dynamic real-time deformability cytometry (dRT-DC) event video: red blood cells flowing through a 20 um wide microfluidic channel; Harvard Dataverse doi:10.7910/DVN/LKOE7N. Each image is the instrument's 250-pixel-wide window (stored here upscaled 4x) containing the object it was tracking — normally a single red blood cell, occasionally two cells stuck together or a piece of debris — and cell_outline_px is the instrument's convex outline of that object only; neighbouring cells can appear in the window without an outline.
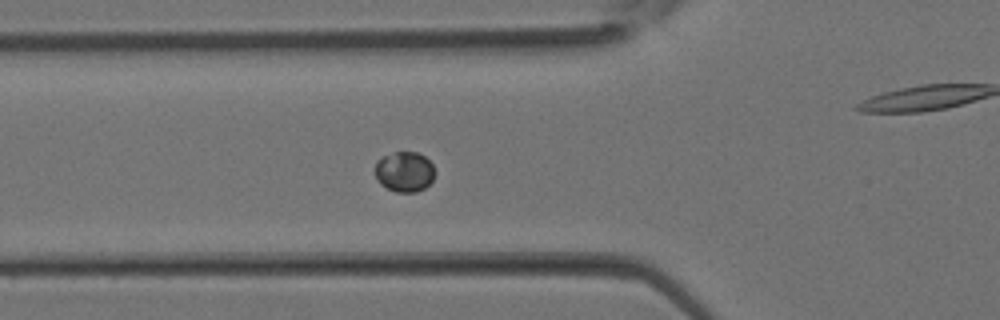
{"species": "Egyptian fruit bat (a non-hibernating species)", "species_latin": "Rousettus aegyptiacus", "temperature_condition": "room temperature", "stored_images_in_passage": 33, "camera_frame_rate_fps": 3000, "um_per_image_px": 0.085, "animal": {"sex": "female"}, "frame": {"image": 1, "passage_image": 9, "time_ms": 2.667, "image_size_px": [1000, 320], "cell_outline_px": [[436, 172], [432, 180], [424, 188], [416, 192], [396, 192], [380, 184], [376, 180], [376, 160], [384, 156], [396, 152], [416, 152], [424, 156], [432, 164]], "centroid_in_image_um": [34.38, 14.6], "position_along_channel_um": 91.4, "area_um2": 13.99}}
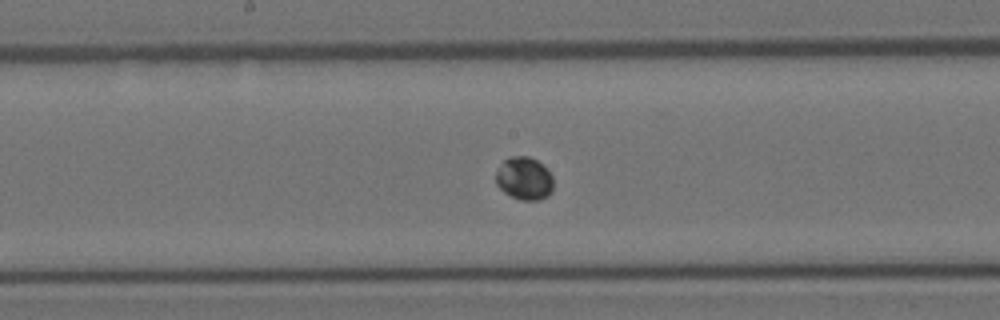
{"frame": {"image": 2, "passage_image": 15, "time_ms": 4.667, "image_size_px": [1000, 320], "cell_outline_px": [[552, 192], [548, 196], [540, 200], [520, 200], [504, 192], [496, 184], [496, 172], [504, 160], [508, 156], [528, 156], [536, 160], [552, 176]], "centroid_in_image_um": [44.55, 15.18], "position_along_channel_um": 203.7, "area_um2": 14.22}}
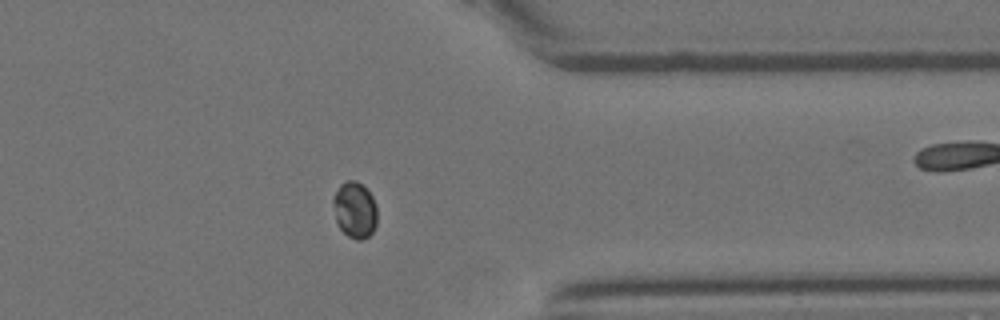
{"frame": {"image": 3, "passage_image": 25, "time_ms": 8.0, "image_size_px": [1000, 320], "cell_outline_px": [[376, 224], [372, 232], [368, 236], [360, 240], [356, 240], [348, 236], [340, 228], [336, 220], [332, 204], [332, 196], [340, 184], [348, 180], [356, 180], [372, 196], [376, 204]], "centroid_in_image_um": [30.13, 17.84], "position_along_channel_um": 381.3, "area_um2": 14.39}}